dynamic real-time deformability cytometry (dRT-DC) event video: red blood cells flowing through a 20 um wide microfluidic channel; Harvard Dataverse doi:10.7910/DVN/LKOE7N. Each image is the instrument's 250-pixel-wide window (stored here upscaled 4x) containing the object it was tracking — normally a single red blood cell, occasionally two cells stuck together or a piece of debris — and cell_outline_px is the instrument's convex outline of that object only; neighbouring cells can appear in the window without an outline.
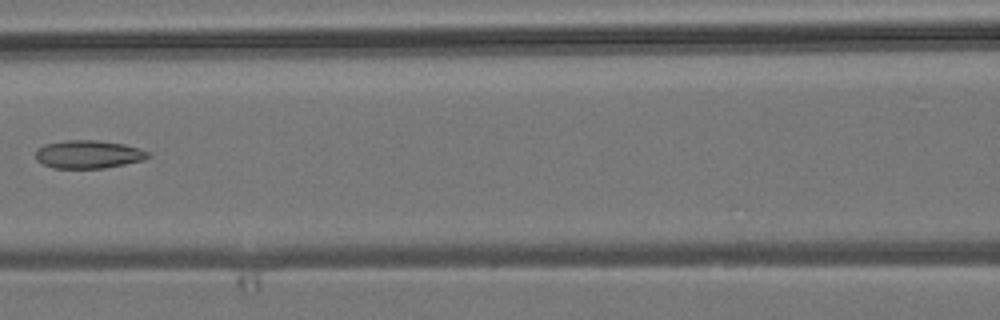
{"species": "common noctule bat (a hibernating species)", "species_latin": "Nyctalus noctula", "temperature_condition": "room temperature", "stored_images_in_passage": 8, "camera_frame_rate_fps": 3000, "um_per_image_px": 0.085, "animal": {"sex": "male", "body_mass_g": 19.2, "forearm_length_mm": 51.8}, "frame": {"image": 1, "passage_image": 7, "time_ms": 7.0, "image_size_px": [1000, 320], "cell_outline_px": [[152, 156], [144, 160], [104, 168], [52, 168], [36, 160], [36, 148], [44, 144], [64, 140], [96, 140], [124, 144], [152, 152]], "centroid_in_image_um": [7.53, 13.11], "position_along_channel_um": 159.1, "area_um2": 18.61}}
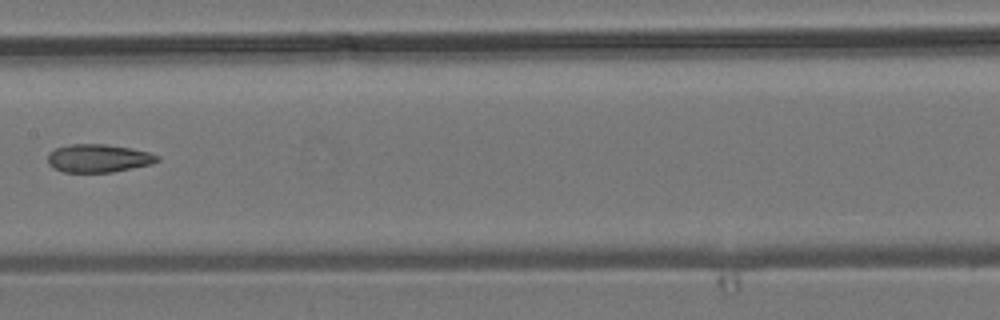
{"frame": {"image": 2, "passage_image": 8, "time_ms": 8.0, "image_size_px": [1000, 320], "cell_outline_px": [[160, 160], [152, 164], [112, 172], [64, 172], [52, 168], [48, 164], [48, 152], [56, 148], [72, 144], [104, 144], [132, 148], [148, 152], [160, 156]], "centroid_in_image_um": [8.36, 13.45], "position_along_channel_um": 199.0, "area_um2": 18.03}}